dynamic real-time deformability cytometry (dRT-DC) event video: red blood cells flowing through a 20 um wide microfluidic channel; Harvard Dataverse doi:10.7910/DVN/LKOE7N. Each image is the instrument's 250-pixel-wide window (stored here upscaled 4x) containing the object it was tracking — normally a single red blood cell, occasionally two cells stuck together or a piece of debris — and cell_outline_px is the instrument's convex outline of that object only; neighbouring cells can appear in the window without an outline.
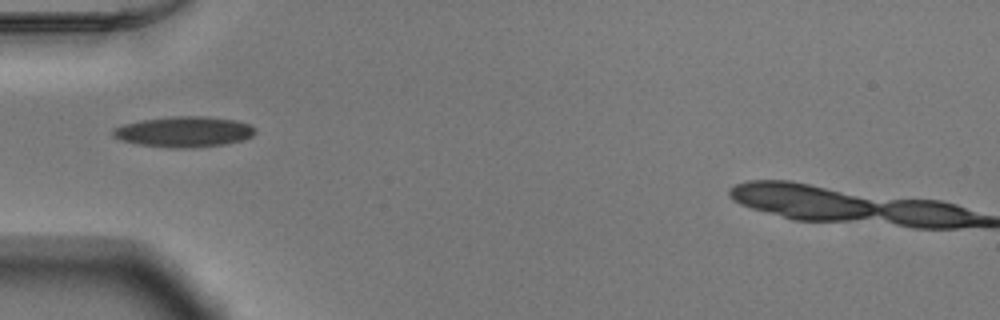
{"species": "Egyptian fruit bat (a non-hibernating species)", "species_latin": "Rousettus aegyptiacus", "temperature_condition": "warm", "stored_images_in_passage": 36, "camera_frame_rate_fps": 3000, "um_per_image_px": 0.085, "animal": {"sex": "male"}, "frame": {"image": 1, "passage_image": 1, "time_ms": 0.0, "image_size_px": [1000, 320], "cell_outline_px": [[256, 132], [252, 136], [244, 140], [224, 144], [192, 148], [172, 148], [136, 144], [120, 140], [112, 136], [112, 128], [124, 124], [140, 120], [176, 116], [200, 116], [236, 120], [248, 124], [256, 128]], "centroid_in_image_um": [15.62, 11.21], "position_along_channel_um": 69.4, "area_um2": 25.49}}
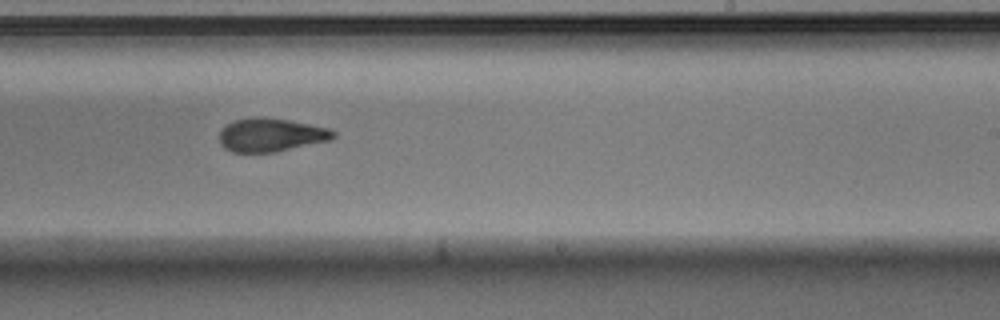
{"frame": {"image": 2, "passage_image": 16, "time_ms": 5.0, "image_size_px": [1000, 320], "cell_outline_px": [[336, 136], [332, 140], [276, 152], [232, 152], [224, 148], [220, 144], [220, 132], [228, 124], [236, 120], [288, 120], [328, 128], [336, 132]], "centroid_in_image_um": [23.09, 11.53], "position_along_channel_um": 265.9, "area_um2": 21.39}}
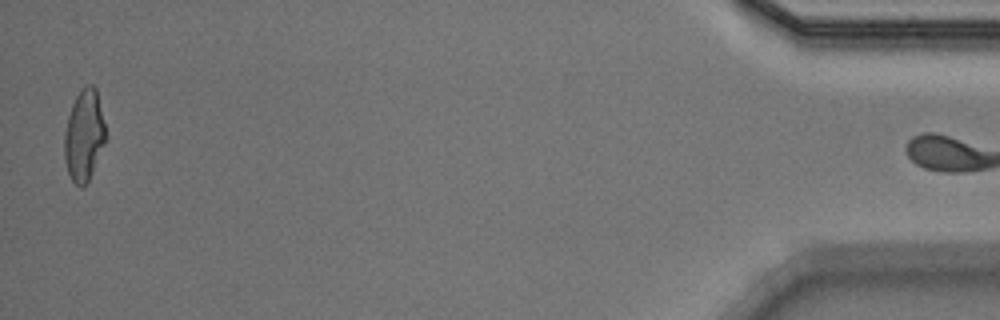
{"frame": {"image": 3, "passage_image": 35, "time_ms": 11.333, "image_size_px": [1000, 320], "cell_outline_px": [[108, 136], [92, 172], [88, 180], [80, 188], [72, 180], [68, 172], [64, 160], [64, 132], [68, 116], [72, 104], [76, 96], [88, 84], [92, 84], [96, 88]], "centroid_in_image_um": [7.15, 11.51], "position_along_channel_um": 428.0, "area_um2": 21.96}}